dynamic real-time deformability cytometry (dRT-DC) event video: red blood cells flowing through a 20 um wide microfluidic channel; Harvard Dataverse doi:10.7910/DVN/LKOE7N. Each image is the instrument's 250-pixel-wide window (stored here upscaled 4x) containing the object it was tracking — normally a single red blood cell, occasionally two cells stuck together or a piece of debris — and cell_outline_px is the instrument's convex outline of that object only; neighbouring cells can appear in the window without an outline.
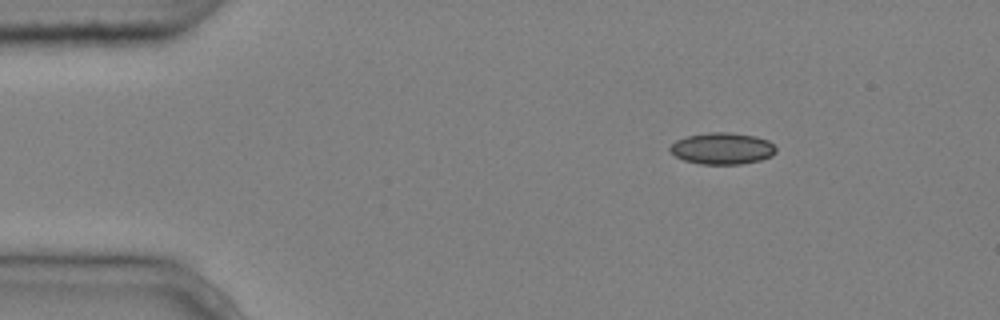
{"species": "common noctule bat (a hibernating species)", "species_latin": "Nyctalus noctula", "temperature_condition": "cold", "stored_images_in_passage": 4, "camera_frame_rate_fps": 3000, "um_per_image_px": 0.085, "animal": {"sex": "male", "body_mass_g": 20.4}, "frame": {"image": 1, "passage_image": 1, "time_ms": 0.0, "image_size_px": [1000, 320], "cell_outline_px": [[776, 152], [772, 156], [760, 160], [740, 164], [700, 164], [684, 160], [676, 156], [668, 148], [676, 140], [688, 136], [708, 132], [728, 132], [756, 136], [768, 140], [776, 148]], "centroid_in_image_um": [61.4, 12.62], "position_along_channel_um": 23.6, "area_um2": 19.48}}
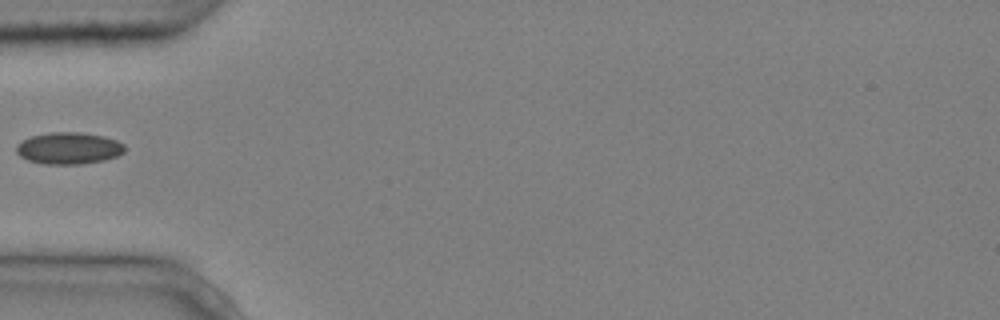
{"frame": {"image": 2, "passage_image": 4, "time_ms": 1.0, "image_size_px": [1000, 320], "cell_outline_px": [[124, 152], [116, 156], [104, 160], [80, 164], [44, 164], [28, 160], [20, 156], [16, 152], [16, 144], [32, 136], [52, 132], [80, 132], [104, 136], [116, 140], [124, 144]], "centroid_in_image_um": [5.84, 12.6], "position_along_channel_um": 79.2, "area_um2": 20.0}}